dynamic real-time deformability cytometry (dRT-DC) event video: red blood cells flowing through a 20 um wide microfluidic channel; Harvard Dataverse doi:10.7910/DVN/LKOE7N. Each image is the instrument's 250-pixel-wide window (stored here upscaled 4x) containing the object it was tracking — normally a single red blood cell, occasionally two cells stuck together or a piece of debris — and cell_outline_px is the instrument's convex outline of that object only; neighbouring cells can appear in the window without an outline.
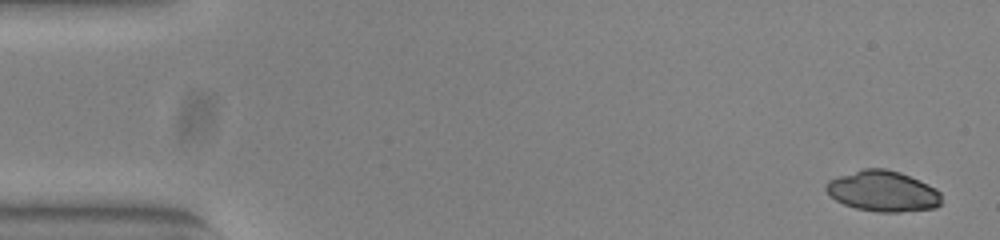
{"species": "common noctule bat (a hibernating species)", "species_latin": "Nyctalus noctula", "temperature_condition": "warm", "stored_images_in_passage": 52, "camera_frame_rate_fps": 3000, "um_per_image_px": 0.085, "animal": {"sex": "female", "body_mass_g": 23.0, "forearm_length_mm": 53.4}, "frame": {"image": 1, "passage_image": 1, "time_ms": 0.0, "image_size_px": [1000, 240], "cell_outline_px": [[940, 204], [936, 208], [900, 212], [876, 212], [856, 208], [844, 204], [836, 200], [824, 188], [824, 184], [828, 180], [864, 168], [884, 168], [900, 172], [928, 184], [936, 188], [940, 192]], "centroid_in_image_um": [75.05, 16.25], "position_along_channel_um": 10.0, "area_um2": 27.34}}